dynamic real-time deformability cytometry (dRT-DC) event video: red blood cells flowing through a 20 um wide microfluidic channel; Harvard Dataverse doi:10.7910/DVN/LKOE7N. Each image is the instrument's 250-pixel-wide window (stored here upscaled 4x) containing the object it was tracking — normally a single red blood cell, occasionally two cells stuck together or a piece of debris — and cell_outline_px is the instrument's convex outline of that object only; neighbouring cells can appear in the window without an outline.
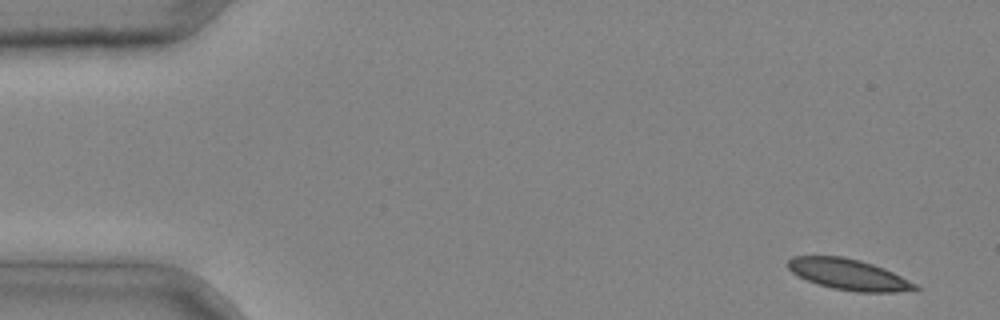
{"species": "common noctule bat (a hibernating species)", "species_latin": "Nyctalus noctula", "temperature_condition": "cold", "stored_images_in_passage": 4, "camera_frame_rate_fps": 3000, "um_per_image_px": 0.085, "animal": {"sex": "male", "body_mass_g": 20.4}, "frame": {"image": 1, "passage_image": 1, "time_ms": 0.0, "image_size_px": [1000, 320], "cell_outline_px": [[920, 292], [856, 292], [832, 288], [816, 284], [792, 272], [788, 268], [788, 260], [792, 256], [844, 256], [860, 260], [884, 268], [916, 284], [920, 288]], "centroid_in_image_um": [72.19, 23.34], "position_along_channel_um": 12.8, "area_um2": 23.06}}
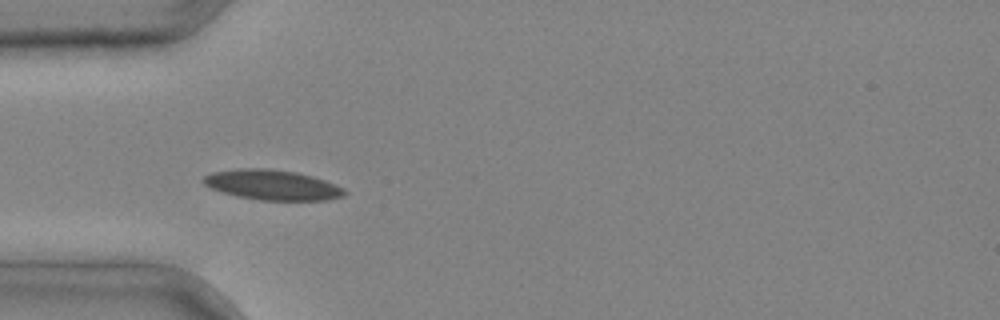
{"frame": {"image": 2, "passage_image": 4, "time_ms": 1.0, "image_size_px": [1000, 320], "cell_outline_px": [[348, 192], [344, 196], [324, 200], [260, 200], [236, 196], [212, 188], [204, 184], [200, 180], [204, 176], [212, 172], [240, 168], [268, 168], [296, 172], [312, 176], [324, 180], [344, 188]], "centroid_in_image_um": [23.14, 15.71], "position_along_channel_um": 61.9, "area_um2": 24.74}}